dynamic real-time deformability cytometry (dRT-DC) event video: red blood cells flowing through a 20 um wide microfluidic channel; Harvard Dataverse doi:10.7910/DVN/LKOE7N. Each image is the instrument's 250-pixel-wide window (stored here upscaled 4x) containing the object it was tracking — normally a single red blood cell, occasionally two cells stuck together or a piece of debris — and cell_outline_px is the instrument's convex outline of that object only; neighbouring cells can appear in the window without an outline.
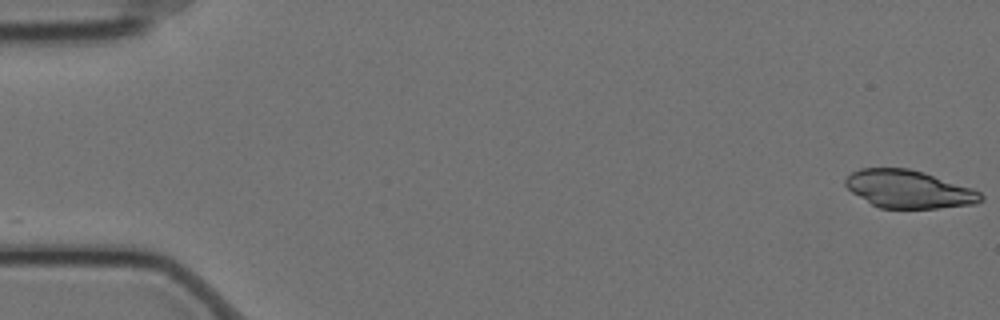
{"species": "Egyptian fruit bat (a non-hibernating species)", "species_latin": "Rousettus aegyptiacus", "temperature_condition": "cold", "stored_images_in_passage": 19, "camera_frame_rate_fps": 3000, "um_per_image_px": 0.085, "animal": {"sex": "female"}, "frame": {"image": 1, "passage_image": 1, "time_ms": 0.0, "image_size_px": [1000, 320], "cell_outline_px": [[984, 200], [976, 204], [940, 208], [880, 208], [872, 204], [852, 192], [844, 184], [844, 180], [852, 172], [860, 168], [908, 168], [924, 172], [972, 188], [980, 192], [984, 196]], "centroid_in_image_um": [77.27, 16.08], "position_along_channel_um": 7.7, "area_um2": 29.88}}
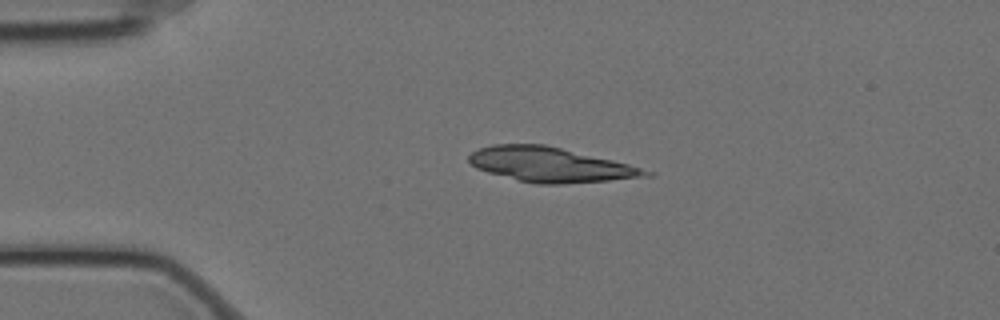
{"frame": {"image": 2, "passage_image": 13, "time_ms": 4.0, "image_size_px": [1000, 320], "cell_outline_px": [[656, 172], [652, 176], [608, 180], [560, 184], [536, 184], [488, 172], [476, 168], [468, 160], [468, 156], [472, 152], [480, 148], [492, 144], [544, 144], [612, 160], [628, 164]], "centroid_in_image_um": [46.78, 13.99], "position_along_channel_um": 38.2, "area_um2": 35.32}}